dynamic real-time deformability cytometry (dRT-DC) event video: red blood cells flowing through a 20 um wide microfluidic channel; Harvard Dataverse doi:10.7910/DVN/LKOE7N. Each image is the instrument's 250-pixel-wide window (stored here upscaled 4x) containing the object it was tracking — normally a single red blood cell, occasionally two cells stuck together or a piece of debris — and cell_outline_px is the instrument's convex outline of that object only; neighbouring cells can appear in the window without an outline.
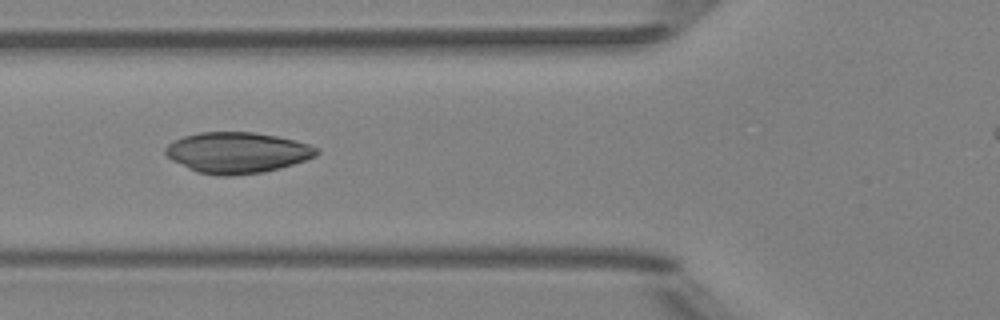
{"species": "Egyptian fruit bat (a non-hibernating species)", "species_latin": "Rousettus aegyptiacus", "temperature_condition": "room temperature", "stored_images_in_passage": 8, "camera_frame_rate_fps": 3000, "um_per_image_px": 0.085, "animal": {"sex": "female"}, "frame": {"image": 1, "passage_image": 6, "time_ms": 5.667, "image_size_px": [1000, 320], "cell_outline_px": [[320, 152], [316, 156], [280, 168], [264, 172], [232, 176], [216, 176], [196, 172], [172, 160], [164, 152], [164, 148], [172, 140], [184, 136], [200, 132], [252, 132], [276, 136], [308, 144], [320, 148]], "centroid_in_image_um": [20.14, 12.98], "position_along_channel_um": 105.7, "area_um2": 36.13}}
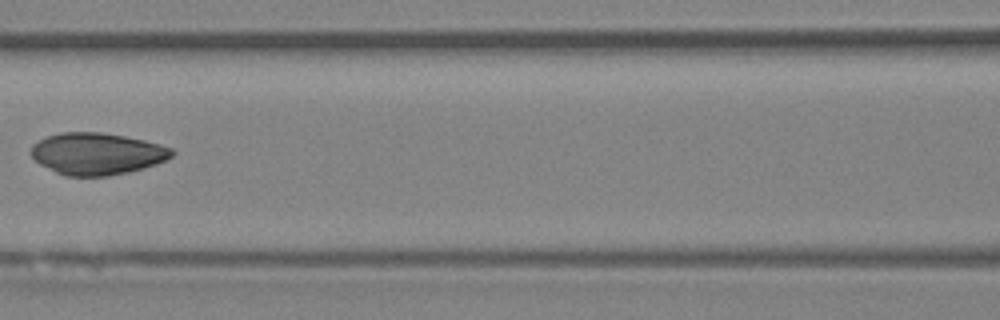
{"frame": {"image": 2, "passage_image": 7, "time_ms": 7.0, "image_size_px": [1000, 320], "cell_outline_px": [[176, 152], [168, 160], [144, 168], [128, 172], [108, 176], [68, 176], [56, 172], [40, 164], [32, 156], [32, 144], [48, 136], [60, 132], [104, 132], [144, 140], [160, 144], [172, 148]], "centroid_in_image_um": [8.29, 13.06], "position_along_channel_um": 158.3, "area_um2": 34.39}}
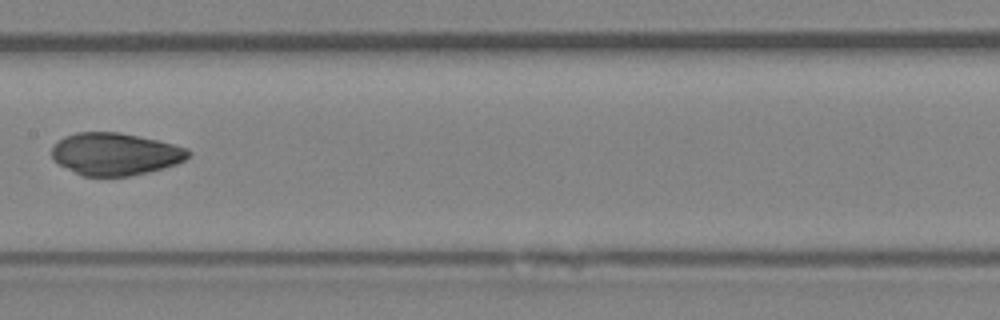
{"frame": {"image": 3, "passage_image": 8, "time_ms": 8.0, "image_size_px": [1000, 320], "cell_outline_px": [[192, 152], [184, 160], [176, 164], [164, 168], [148, 172], [128, 176], [80, 176], [60, 164], [52, 156], [52, 148], [64, 136], [76, 132], [120, 132], [156, 140], [188, 148]], "centroid_in_image_um": [9.81, 13.09], "position_along_channel_um": 197.6, "area_um2": 33.52}}